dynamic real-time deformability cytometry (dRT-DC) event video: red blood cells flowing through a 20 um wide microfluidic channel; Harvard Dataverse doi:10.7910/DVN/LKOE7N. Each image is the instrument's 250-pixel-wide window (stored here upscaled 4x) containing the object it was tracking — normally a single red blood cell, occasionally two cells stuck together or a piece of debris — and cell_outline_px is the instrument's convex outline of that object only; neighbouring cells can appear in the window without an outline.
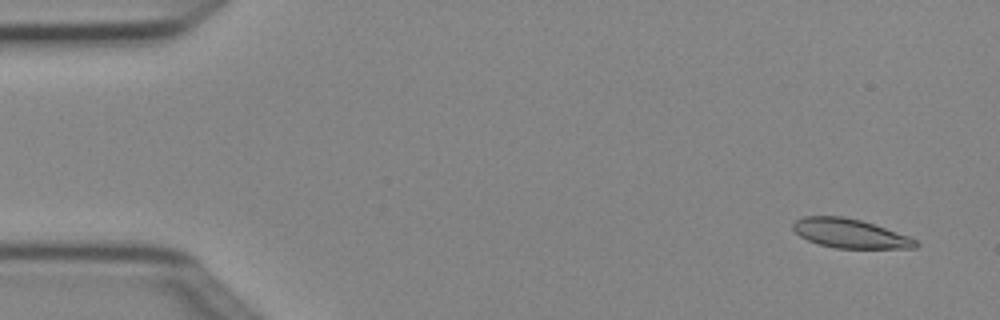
{"species": "Egyptian fruit bat (a non-hibernating species)", "species_latin": "Rousettus aegyptiacus", "temperature_condition": "cold", "stored_images_in_passage": 4, "camera_frame_rate_fps": 3000, "um_per_image_px": 0.085, "animal": {"sex": "female"}, "frame": {"image": 1, "passage_image": 1, "time_ms": 0.0, "image_size_px": [1000, 320], "cell_outline_px": [[920, 244], [916, 248], [836, 248], [820, 244], [808, 240], [800, 236], [792, 228], [792, 224], [796, 220], [804, 216], [844, 216], [860, 220], [908, 236], [916, 240]], "centroid_in_image_um": [72.23, 19.84], "position_along_channel_um": 12.8, "area_um2": 20.58}}
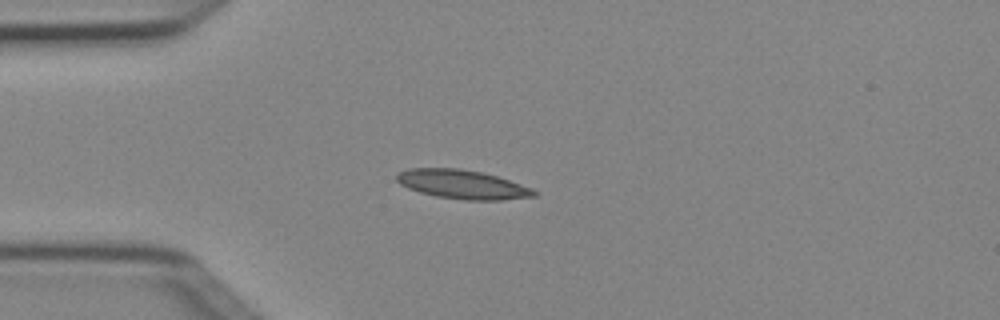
{"frame": {"image": 2, "passage_image": 4, "time_ms": 1.0, "image_size_px": [1000, 320], "cell_outline_px": [[540, 192], [536, 196], [500, 200], [464, 200], [436, 196], [420, 192], [408, 188], [400, 184], [396, 180], [396, 172], [408, 168], [460, 168], [480, 172], [496, 176], [532, 188]], "centroid_in_image_um": [39.28, 15.67], "position_along_channel_um": 45.7, "area_um2": 23.24}}